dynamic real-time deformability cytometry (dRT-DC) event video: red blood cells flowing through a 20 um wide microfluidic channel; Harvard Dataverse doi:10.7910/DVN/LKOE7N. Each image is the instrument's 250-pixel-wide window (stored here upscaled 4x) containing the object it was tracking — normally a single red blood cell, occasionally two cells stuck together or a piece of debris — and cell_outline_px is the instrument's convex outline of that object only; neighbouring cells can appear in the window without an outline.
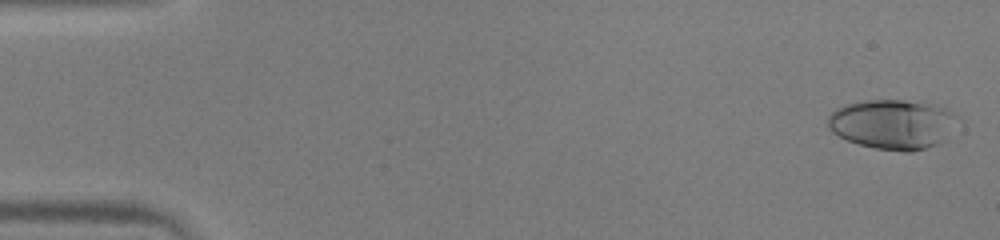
{"species": "human", "species_latin": "Homo sapiens", "temperature_condition": "warm", "stored_images_in_passage": 52, "camera_frame_rate_fps": 3000, "um_per_image_px": 0.085, "donor": {"sex": "male"}, "frame": {"image": 1, "passage_image": 2, "time_ms": 0.333, "image_size_px": [1000, 240], "cell_outline_px": [[952, 116], [940, 140], [936, 144], [912, 152], [904, 152], [876, 148], [860, 144], [848, 140], [832, 132], [828, 128], [828, 116], [836, 108], [848, 104], [868, 100], [904, 100], [936, 104], [952, 112]], "centroid_in_image_um": [75.72, 10.54], "position_along_channel_um": 9.3, "area_um2": 36.18}}
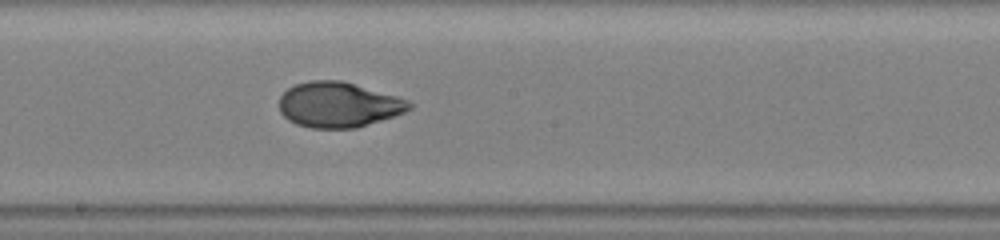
{"frame": {"image": 2, "passage_image": 29, "time_ms": 9.333, "image_size_px": [1000, 240], "cell_outline_px": [[416, 104], [412, 108], [404, 112], [356, 128], [312, 128], [296, 124], [288, 120], [280, 112], [280, 96], [288, 88], [296, 84], [312, 80], [340, 80], [396, 96], [408, 100]], "centroid_in_image_um": [28.77, 8.9], "position_along_channel_um": 219.4, "area_um2": 34.1}}
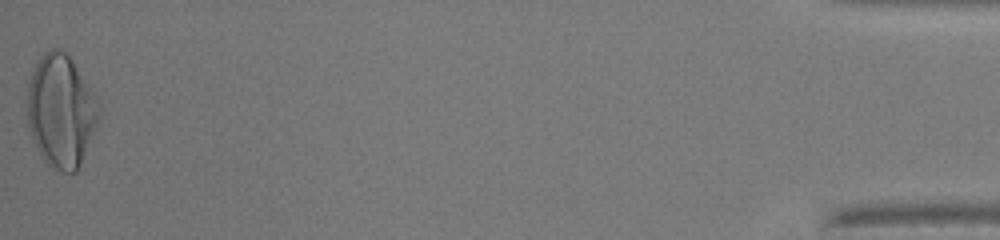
{"frame": {"image": 3, "passage_image": 52, "time_ms": 17.0, "image_size_px": [1000, 240], "cell_outline_px": [[100, 112], [96, 124], [80, 164], [76, 172], [64, 172], [48, 164], [44, 160], [32, 136], [28, 124], [28, 84], [32, 72], [40, 56], [44, 52], [52, 48], [60, 48], [68, 52], [96, 96], [100, 104]], "centroid_in_image_um": [5.19, 9.36], "position_along_channel_um": 430.0, "area_um2": 46.59}, "authors_computed_cell_mechanics": {"area_um2": 34.9112, "velocity_mm_per_s": 4.0219, "shape_relaxation_time_tau1_ms": 5.8931, "shape_relaxation_time_tau2_ms": null, "deformation_change_tau1": 0.2763, "deformation_change_tau2": null}}